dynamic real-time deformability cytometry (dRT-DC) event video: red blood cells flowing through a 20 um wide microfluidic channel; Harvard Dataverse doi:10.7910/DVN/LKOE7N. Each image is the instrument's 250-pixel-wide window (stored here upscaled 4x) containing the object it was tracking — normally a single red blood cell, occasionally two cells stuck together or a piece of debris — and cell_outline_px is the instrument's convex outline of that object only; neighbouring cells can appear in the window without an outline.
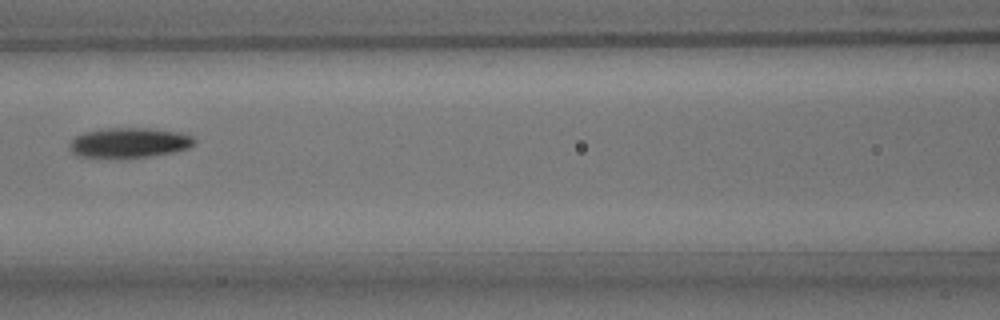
{"species": "common noctule bat (a hibernating species)", "species_latin": "Nyctalus noctula", "temperature_condition": "room temperature", "stored_images_in_passage": 9, "camera_frame_rate_fps": 3000, "um_per_image_px": 0.085, "animal": {"sex": "male", "body_mass_g": 15.6}, "frame": {"image": 1, "passage_image": 6, "time_ms": 7.0, "image_size_px": [1000, 320], "cell_outline_px": [[196, 140], [188, 148], [172, 152], [148, 156], [76, 156], [72, 152], [68, 144], [76, 136], [84, 132], [104, 128], [148, 128], [180, 132], [192, 136]], "centroid_in_image_um": [10.98, 12.1], "position_along_channel_um": 155.6, "area_um2": 21.27}}
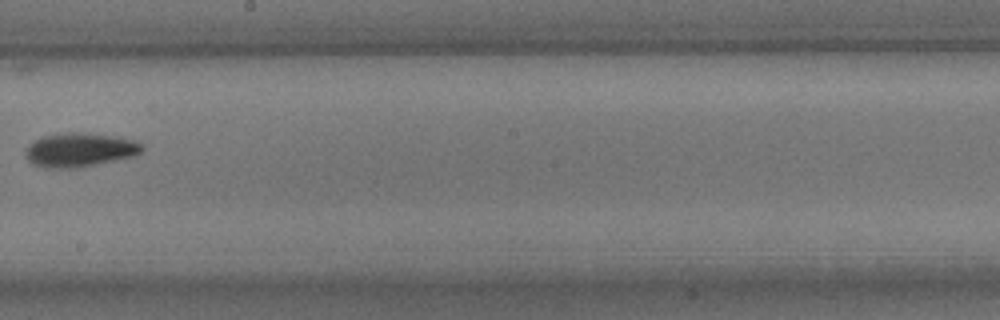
{"frame": {"image": 2, "passage_image": 8, "time_ms": 9.333, "image_size_px": [1000, 320], "cell_outline_px": [[144, 148], [136, 156], [76, 168], [44, 168], [32, 164], [24, 156], [24, 152], [36, 140], [44, 136], [68, 132], [76, 132], [112, 136], [136, 140], [144, 144]], "centroid_in_image_um": [6.8, 12.75], "position_along_channel_um": 241.4, "area_um2": 23.0}}
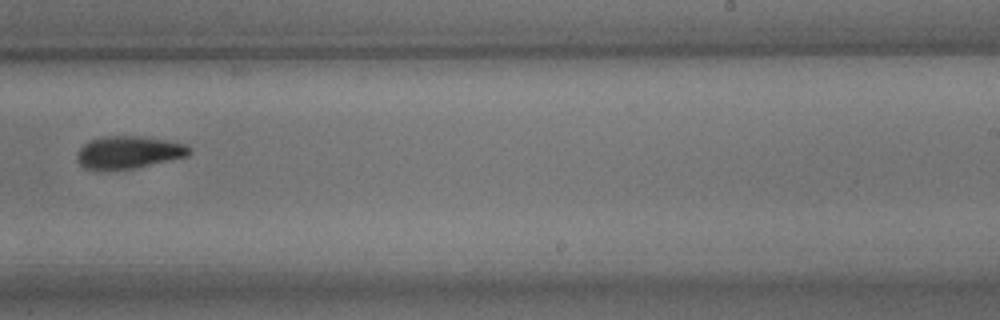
{"frame": {"image": 3, "passage_image": 9, "time_ms": 10.333, "image_size_px": [1000, 320], "cell_outline_px": [[192, 152], [188, 156], [136, 168], [96, 172], [84, 168], [76, 160], [76, 156], [80, 148], [88, 140], [100, 136], [140, 136], [168, 140], [184, 144], [192, 148]], "centroid_in_image_um": [10.89, 12.97], "position_along_channel_um": 278.1, "area_um2": 21.91}}